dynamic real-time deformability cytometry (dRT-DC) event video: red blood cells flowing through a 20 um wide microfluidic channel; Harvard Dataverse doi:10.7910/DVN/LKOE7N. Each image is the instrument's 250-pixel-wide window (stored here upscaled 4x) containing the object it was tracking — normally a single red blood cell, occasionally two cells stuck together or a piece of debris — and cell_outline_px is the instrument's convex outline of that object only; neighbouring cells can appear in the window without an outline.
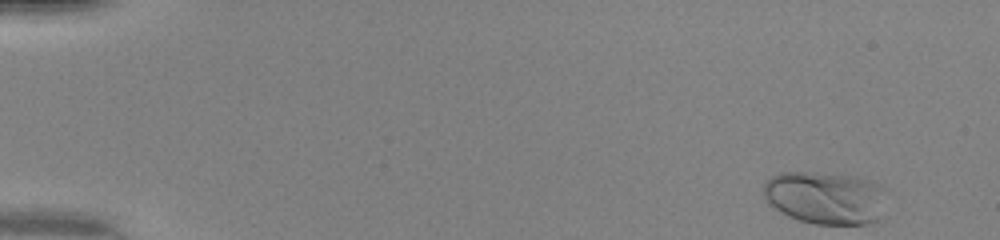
{"species": "human", "species_latin": "Homo sapiens", "temperature_condition": "warm", "stored_images_in_passage": 48, "camera_frame_rate_fps": 3000, "um_per_image_px": 0.085, "donor": {"sex": "female"}, "frame": {"image": 1, "passage_image": 1, "time_ms": 0.0, "image_size_px": [1000, 240], "cell_outline_px": [[884, 188], [876, 220], [868, 224], [816, 224], [800, 220], [788, 216], [780, 212], [768, 204], [764, 196], [764, 184], [772, 176], [780, 172], [812, 172], [856, 176], [880, 184]], "centroid_in_image_um": [70.08, 16.79], "position_along_channel_um": 14.9, "area_um2": 37.4}}
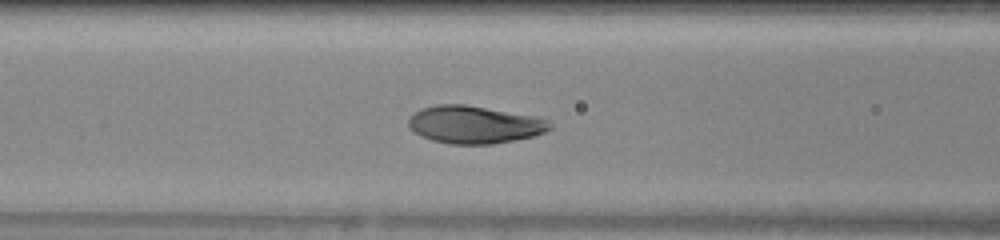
{"frame": {"image": 2, "passage_image": 20, "time_ms": 6.333, "image_size_px": [1000, 240], "cell_outline_px": [[552, 128], [544, 132], [532, 136], [492, 144], [448, 144], [432, 140], [420, 136], [408, 124], [408, 120], [420, 108], [436, 104], [464, 104], [536, 116], [548, 120], [552, 124]], "centroid_in_image_um": [40.33, 10.58], "position_along_channel_um": 126.3, "area_um2": 30.87}}
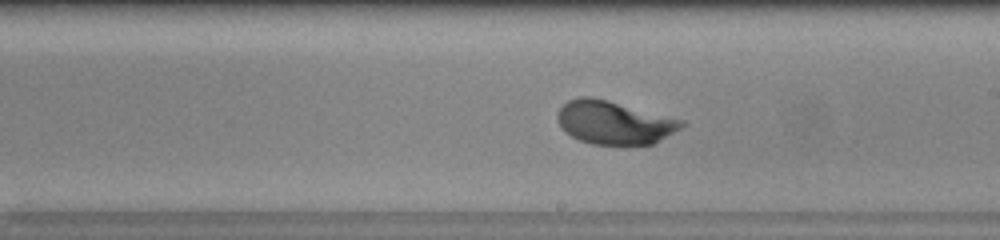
{"frame": {"image": 3, "passage_image": 28, "time_ms": 9.0, "image_size_px": [1000, 240], "cell_outline_px": [[688, 124], [656, 144], [592, 144], [580, 140], [564, 132], [556, 120], [556, 116], [560, 108], [568, 100], [580, 96], [592, 96], [608, 100], [684, 120]], "centroid_in_image_um": [52.22, 10.41], "position_along_channel_um": 236.8, "area_um2": 31.56}, "authors_computed_cell_mechanics": {"area_um2": 30.8941, "velocity_mm_per_s": 4.1636, "shape_relaxation_time_tau1_ms": 1.9109, "shape_relaxation_time_tau2_ms": null, "deformation_change_tau1": 0.14, "deformation_change_tau2": null}}